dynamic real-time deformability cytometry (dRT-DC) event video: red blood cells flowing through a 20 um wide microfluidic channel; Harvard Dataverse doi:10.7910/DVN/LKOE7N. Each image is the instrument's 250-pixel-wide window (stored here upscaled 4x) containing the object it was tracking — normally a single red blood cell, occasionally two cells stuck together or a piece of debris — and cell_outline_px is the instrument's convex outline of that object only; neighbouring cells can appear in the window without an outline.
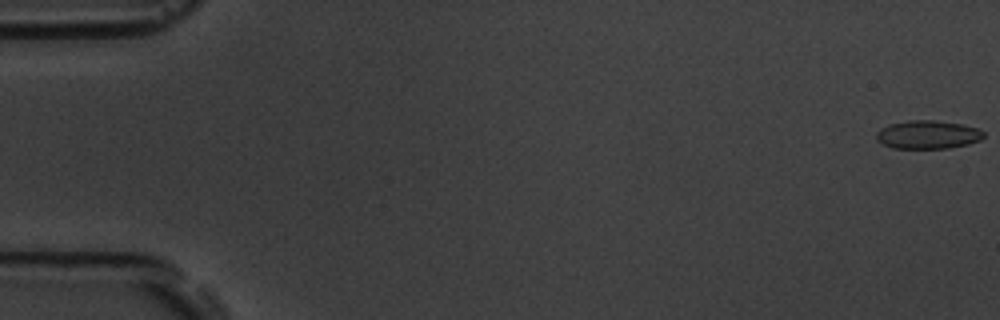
{"species": "common noctule bat (a hibernating species)", "species_latin": "Nyctalus noctula", "temperature_condition": "room temperature", "stored_images_in_passage": 56, "camera_frame_rate_fps": 3000, "um_per_image_px": 0.085, "animal": {"sex": "male", "body_mass_g": 19.5, "forearm_length_mm": 54.6}, "frame": {"image": 1, "passage_image": 1, "time_ms": 0.0, "image_size_px": [1000, 320], "cell_outline_px": [[984, 136], [980, 140], [968, 144], [948, 148], [892, 148], [876, 140], [876, 132], [880, 128], [888, 124], [908, 120], [932, 120], [960, 124], [976, 128], [984, 132]], "centroid_in_image_um": [78.82, 11.44], "position_along_channel_um": 6.2, "area_um2": 17.69}}
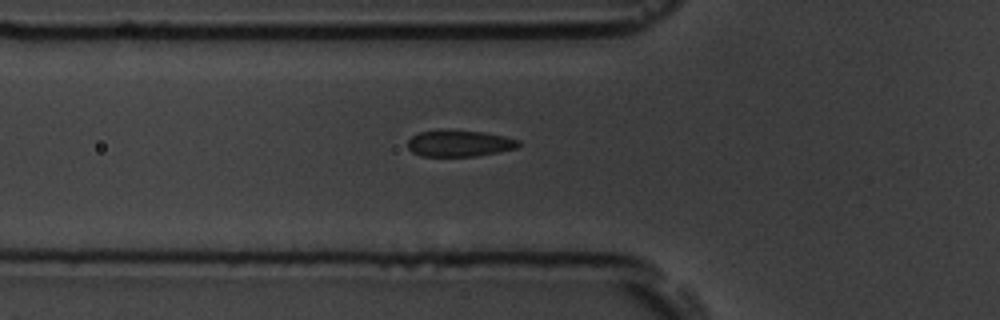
{"frame": {"image": 2, "passage_image": 20, "time_ms": 6.333, "image_size_px": [1000, 320], "cell_outline_px": [[520, 144], [516, 148], [500, 152], [476, 156], [420, 156], [412, 152], [408, 148], [408, 140], [412, 136], [420, 132], [440, 128], [448, 128], [484, 132], [504, 136], [520, 140]], "centroid_in_image_um": [39.03, 12.16], "position_along_channel_um": 86.8, "area_um2": 17.57}}
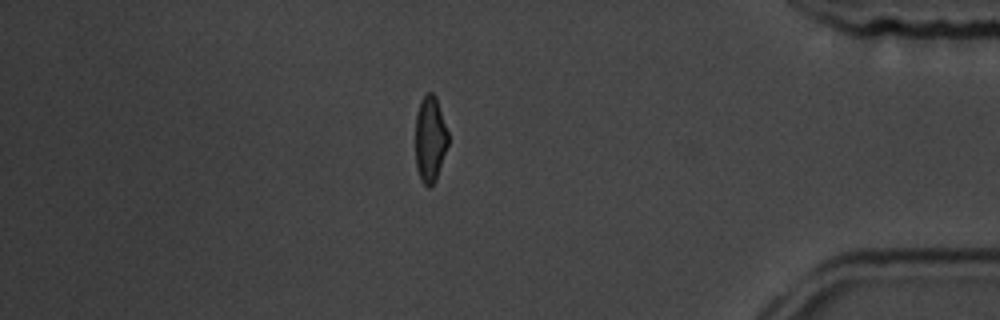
{"frame": {"image": 3, "passage_image": 48, "time_ms": 15.667, "image_size_px": [1000, 320], "cell_outline_px": [[448, 144], [436, 180], [428, 188], [420, 180], [416, 168], [416, 112], [420, 100], [428, 92], [432, 92], [436, 96], [448, 132]], "centroid_in_image_um": [36.55, 11.82], "position_along_channel_um": 398.6, "area_um2": 16.47}, "authors_computed_cell_mechanics": {"area_um2": 17.6868, "velocity_mm_per_s": 3.7191, "shape_relaxation_time_tau1_ms": 9.7639, "shape_relaxation_time_tau2_ms": 0.5273, "deformation_change_tau1": 0.1954, "deformation_change_tau2": 0.059}}